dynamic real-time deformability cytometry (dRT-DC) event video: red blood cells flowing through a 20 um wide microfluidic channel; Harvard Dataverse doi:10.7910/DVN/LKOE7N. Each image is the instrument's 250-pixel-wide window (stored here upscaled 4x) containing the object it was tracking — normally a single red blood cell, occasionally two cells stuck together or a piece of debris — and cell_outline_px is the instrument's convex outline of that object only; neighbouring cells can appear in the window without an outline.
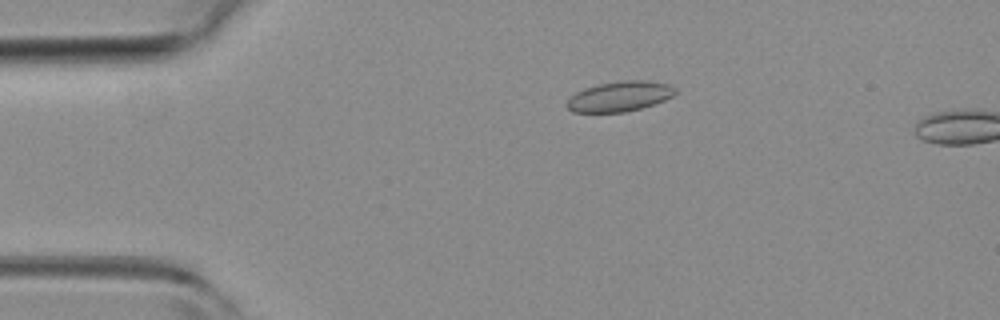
{"species": "common noctule bat (a hibernating species)", "species_latin": "Nyctalus noctula", "temperature_condition": "room temperature", "stored_images_in_passage": 12, "camera_frame_rate_fps": 3000, "um_per_image_px": 0.085, "animal": {"sex": "female", "body_mass_g": 19.3, "forearm_length_mm": 54.1}, "frame": {"image": 1, "passage_image": 10, "time_ms": 3.0, "image_size_px": [1000, 320], "cell_outline_px": [[676, 92], [672, 96], [664, 100], [640, 108], [624, 112], [572, 112], [564, 104], [576, 92], [584, 88], [600, 84], [624, 80], [644, 80], [668, 84], [676, 88]], "centroid_in_image_um": [52.65, 8.19], "position_along_channel_um": 32.3, "area_um2": 18.84}}